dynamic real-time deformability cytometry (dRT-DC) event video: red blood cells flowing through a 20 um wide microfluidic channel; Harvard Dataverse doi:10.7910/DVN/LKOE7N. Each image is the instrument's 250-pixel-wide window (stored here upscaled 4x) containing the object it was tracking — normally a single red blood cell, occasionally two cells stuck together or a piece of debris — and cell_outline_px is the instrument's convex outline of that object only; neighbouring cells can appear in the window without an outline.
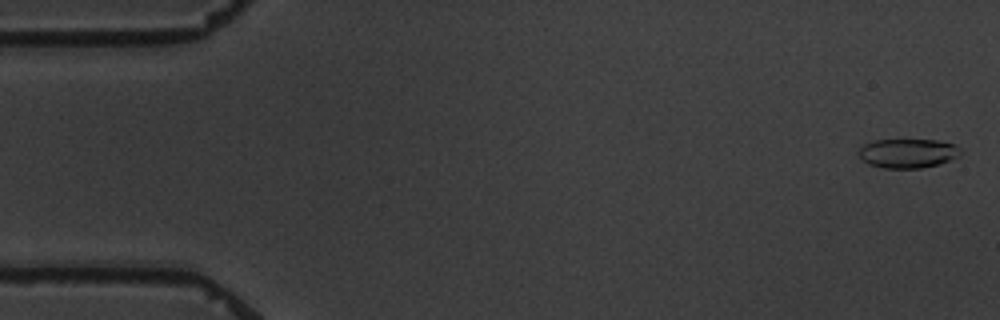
{"species": "common noctule bat (a hibernating species)", "species_latin": "Nyctalus noctula", "temperature_condition": "warm", "stored_images_in_passage": 7, "camera_frame_rate_fps": 3000, "um_per_image_px": 0.085, "animal": {"sex": "male", "body_mass_g": 19.5, "forearm_length_mm": 54.6}, "frame": {"image": 1, "passage_image": 1, "time_ms": 0.0, "image_size_px": [1000, 320], "cell_outline_px": [[960, 156], [952, 160], [940, 164], [920, 168], [884, 168], [868, 164], [860, 156], [860, 148], [864, 144], [872, 140], [936, 140], [956, 144], [960, 148]], "centroid_in_image_um": [77.21, 13.03], "position_along_channel_um": 7.8, "area_um2": 17.4}}
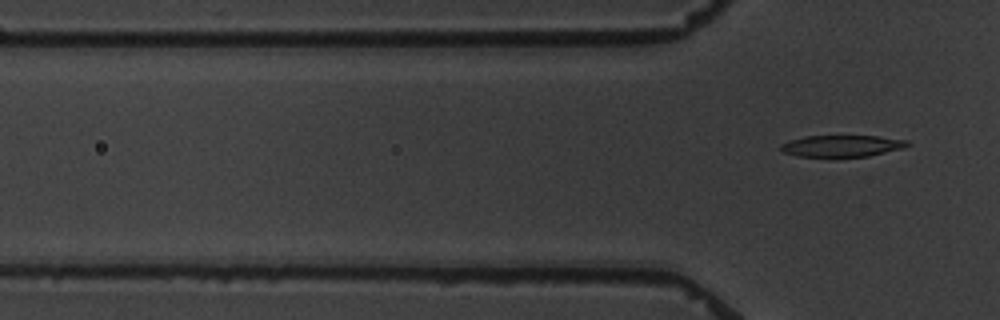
{"frame": {"image": 2, "passage_image": 7, "time_ms": 7.333, "image_size_px": [1000, 320], "cell_outline_px": [[912, 144], [904, 148], [868, 156], [796, 156], [784, 152], [780, 148], [780, 144], [804, 136], [876, 136], [908, 140]], "centroid_in_image_um": [71.6, 12.39], "position_along_channel_um": 54.2, "area_um2": 15.78}}